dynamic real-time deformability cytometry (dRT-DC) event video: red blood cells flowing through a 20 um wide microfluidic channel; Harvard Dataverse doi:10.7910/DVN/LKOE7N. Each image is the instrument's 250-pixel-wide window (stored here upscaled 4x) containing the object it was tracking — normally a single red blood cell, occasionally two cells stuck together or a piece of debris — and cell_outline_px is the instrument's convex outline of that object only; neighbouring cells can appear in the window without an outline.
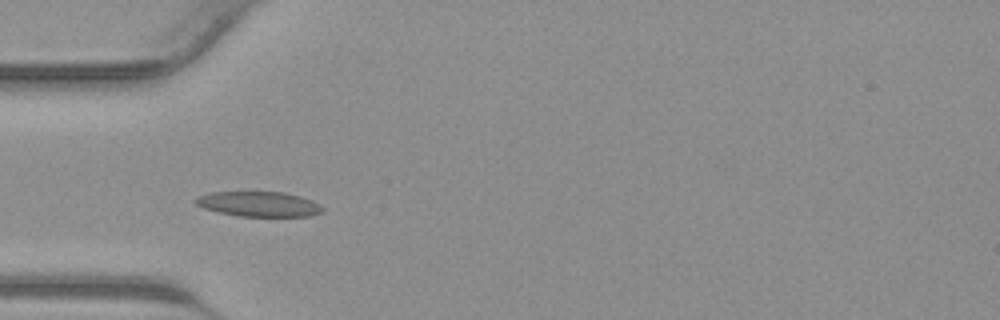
{"species": "common noctule bat (a hibernating species)", "species_latin": "Nyctalus noctula", "temperature_condition": "warm", "stored_images_in_passage": 28, "camera_frame_rate_fps": 3000, "um_per_image_px": 0.085, "animal": {"sex": "male", "body_mass_g": 23.1, "forearm_length_mm": 52.7}, "frame": {"image": 1, "passage_image": 3, "time_ms": 0.667, "image_size_px": [1000, 320], "cell_outline_px": [[324, 212], [312, 216], [236, 216], [204, 208], [196, 204], [192, 200], [196, 196], [208, 192], [284, 192], [300, 196], [312, 200], [320, 204], [324, 208]], "centroid_in_image_um": [22.01, 17.34], "position_along_channel_um": 63.0, "area_um2": 18.73}}
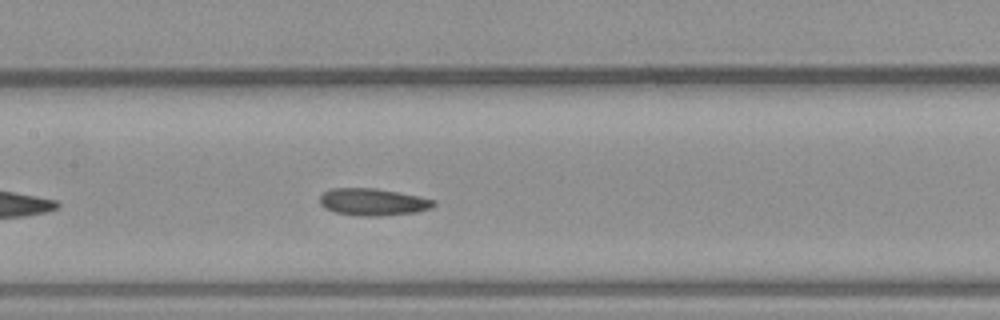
{"frame": {"image": 2, "passage_image": 10, "time_ms": 3.0, "image_size_px": [1000, 320], "cell_outline_px": [[436, 204], [432, 208], [416, 212], [384, 216], [356, 216], [336, 212], [324, 208], [320, 204], [320, 196], [324, 192], [332, 188], [376, 188], [436, 200]], "centroid_in_image_um": [31.69, 17.18], "position_along_channel_um": 175.7, "area_um2": 18.03}}
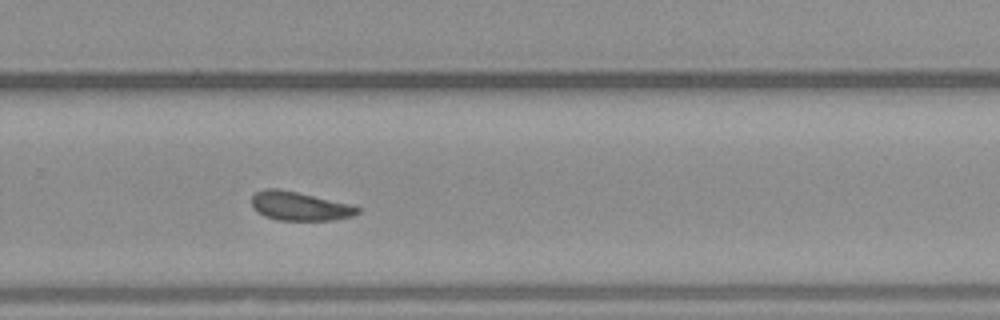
{"frame": {"image": 3, "passage_image": 18, "time_ms": 5.667, "image_size_px": [1000, 320], "cell_outline_px": [[360, 212], [352, 216], [332, 220], [276, 220], [264, 216], [252, 208], [252, 196], [256, 192], [264, 188], [276, 188], [296, 192], [348, 204], [360, 208]], "centroid_in_image_um": [25.41, 17.53], "position_along_channel_um": 304.4, "area_um2": 17.57}}